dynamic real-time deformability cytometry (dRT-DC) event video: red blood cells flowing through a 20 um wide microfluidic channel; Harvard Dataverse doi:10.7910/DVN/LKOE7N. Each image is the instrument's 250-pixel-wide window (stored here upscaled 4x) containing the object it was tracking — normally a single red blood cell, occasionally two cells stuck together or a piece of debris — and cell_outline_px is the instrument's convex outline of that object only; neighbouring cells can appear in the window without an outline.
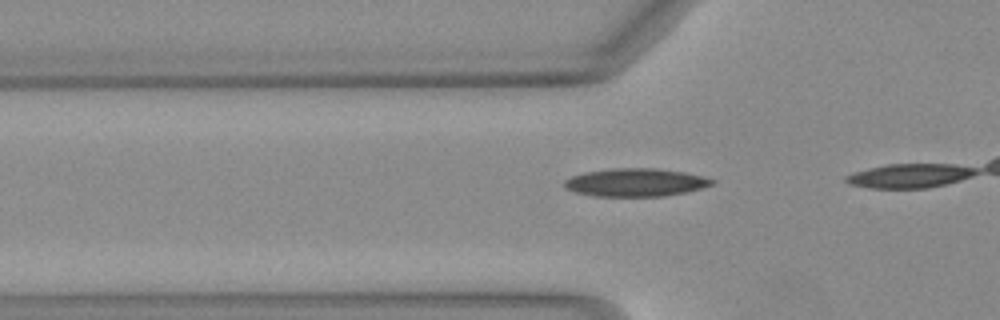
{"species": "Egyptian fruit bat (a non-hibernating species)", "species_latin": "Rousettus aegyptiacus", "temperature_condition": "warm", "stored_images_in_passage": 11, "camera_frame_rate_fps": 3000, "um_per_image_px": 0.085, "animal": {"sex": "female"}, "frame": {"image": 1, "passage_image": 8, "time_ms": 2.333, "image_size_px": [1000, 320], "cell_outline_px": [[716, 180], [712, 184], [700, 188], [684, 192], [664, 196], [592, 196], [576, 192], [564, 188], [564, 180], [572, 176], [584, 172], [612, 168], [656, 168], [684, 172]], "centroid_in_image_um": [53.97, 15.5], "position_along_channel_um": 71.8, "area_um2": 23.99}}